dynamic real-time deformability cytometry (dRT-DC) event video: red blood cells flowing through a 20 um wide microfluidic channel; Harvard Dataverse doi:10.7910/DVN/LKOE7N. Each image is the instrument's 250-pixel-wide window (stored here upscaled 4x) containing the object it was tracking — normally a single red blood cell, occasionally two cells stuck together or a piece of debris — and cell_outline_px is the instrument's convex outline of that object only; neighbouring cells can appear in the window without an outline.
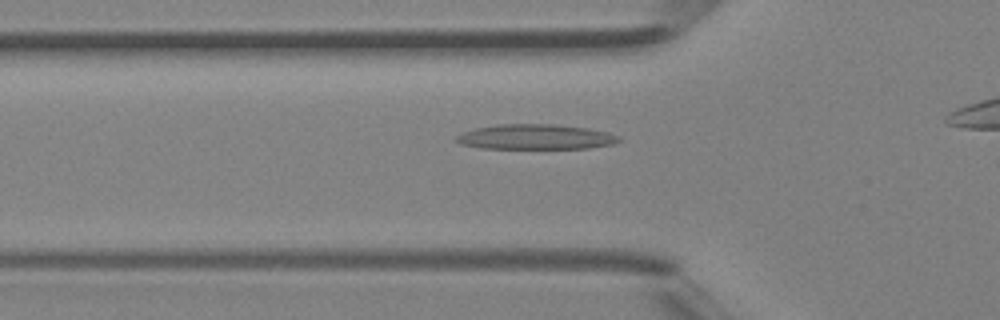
{"species": "Egyptian fruit bat (a non-hibernating species)", "species_latin": "Rousettus aegyptiacus", "temperature_condition": "room temperature", "stored_images_in_passage": 31, "camera_frame_rate_fps": 3000, "um_per_image_px": 0.085, "animal": {"sex": "female"}, "frame": {"image": 1, "passage_image": 7, "time_ms": 2.0, "image_size_px": [1000, 320], "cell_outline_px": [[620, 140], [612, 144], [588, 148], [484, 148], [460, 144], [456, 140], [456, 136], [464, 132], [476, 128], [496, 124], [552, 124], [588, 128], [608, 132], [620, 136]], "centroid_in_image_um": [45.54, 11.63], "position_along_channel_um": 80.3, "area_um2": 23.58}}
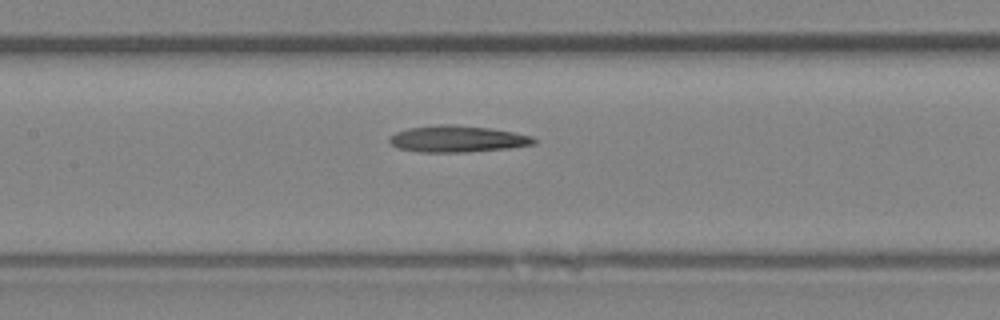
{"frame": {"image": 2, "passage_image": 13, "time_ms": 4.0, "image_size_px": [1000, 320], "cell_outline_px": [[536, 144], [508, 148], [468, 152], [420, 152], [396, 148], [388, 140], [388, 136], [396, 132], [408, 128], [440, 124], [456, 124], [492, 128], [532, 136], [536, 140]], "centroid_in_image_um": [38.85, 11.8], "position_along_channel_um": 168.5, "area_um2": 22.54}}
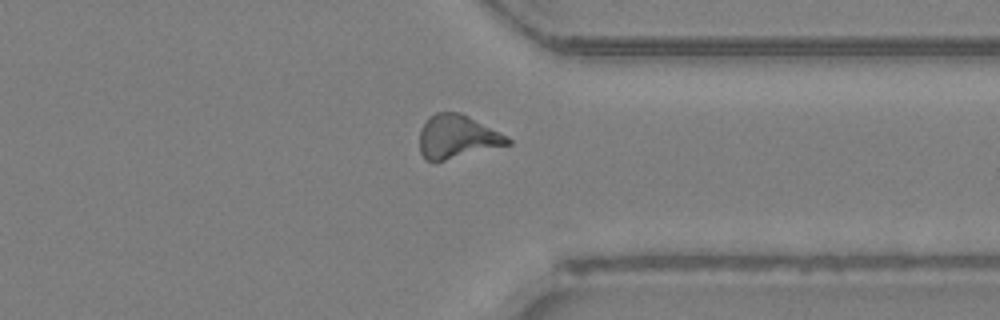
{"frame": {"image": 3, "passage_image": 27, "time_ms": 8.667, "image_size_px": [1000, 320], "cell_outline_px": [[512, 144], [444, 160], [424, 160], [420, 152], [420, 128], [428, 116], [436, 112], [460, 112], [508, 136], [512, 140]], "centroid_in_image_um": [38.85, 11.61], "position_along_channel_um": 372.6, "area_um2": 22.25}}